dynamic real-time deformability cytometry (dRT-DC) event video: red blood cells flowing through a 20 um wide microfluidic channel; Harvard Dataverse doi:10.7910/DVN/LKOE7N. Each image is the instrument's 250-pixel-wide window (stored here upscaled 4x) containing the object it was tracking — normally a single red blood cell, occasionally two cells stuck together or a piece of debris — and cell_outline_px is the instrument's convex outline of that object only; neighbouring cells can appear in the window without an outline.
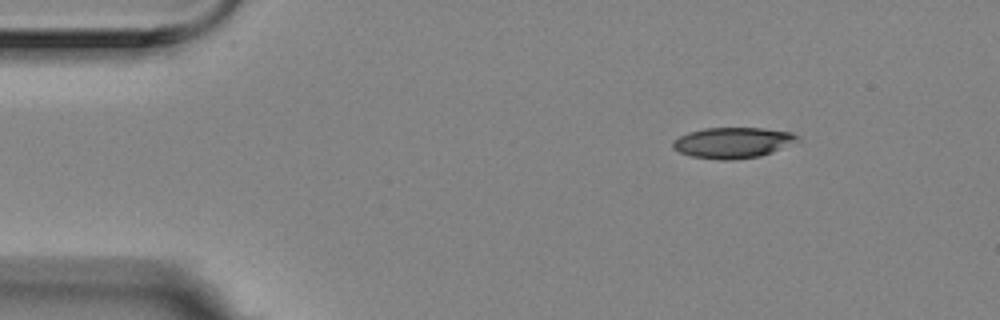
{"species": "Egyptian fruit bat (a non-hibernating species)", "species_latin": "Rousettus aegyptiacus", "temperature_condition": "room temperature", "stored_images_in_passage": 5, "segment_of_instrument_passage": [2, 2], "camera_frame_rate_fps": 3000, "um_per_image_px": 0.085, "animal": {"sex": "female"}, "frame": {"image": 1, "passage_image": 5, "time_ms": 1.333, "image_size_px": [1000, 320], "cell_outline_px": [[800, 140], [772, 152], [760, 156], [728, 160], [720, 160], [692, 156], [680, 152], [672, 148], [672, 140], [688, 132], [704, 128], [764, 128], [792, 132], [800, 136]], "centroid_in_image_um": [62.29, 12.12], "position_along_channel_um": 22.7, "area_um2": 22.37}}